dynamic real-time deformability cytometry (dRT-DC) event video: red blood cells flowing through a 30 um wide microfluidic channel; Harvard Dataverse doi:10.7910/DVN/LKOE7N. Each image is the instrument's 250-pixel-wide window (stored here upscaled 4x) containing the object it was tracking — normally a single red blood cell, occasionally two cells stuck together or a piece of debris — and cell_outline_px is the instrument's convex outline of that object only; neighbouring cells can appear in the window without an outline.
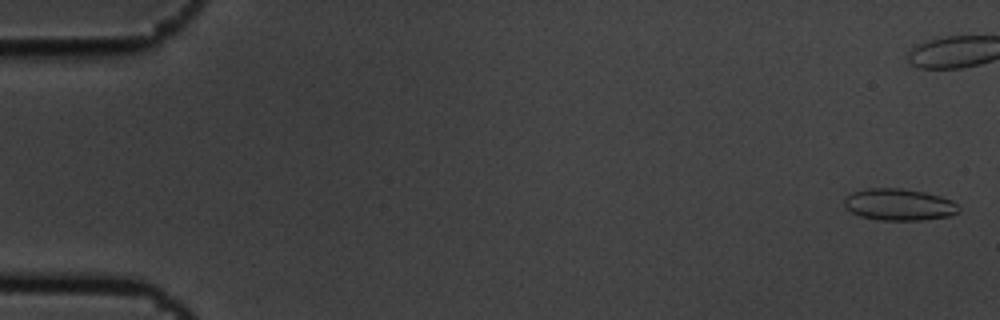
{"species": "common noctule bat (a hibernating species)", "species_latin": "Nyctalus noctula", "temperature_condition": "cold", "stored_images_in_passage": 7, "camera_frame_rate_fps": 3000, "um_per_image_px": 0.085, "animal": {"sex": "male", "body_mass_g": 19.5, "forearm_length_mm": 54.6}, "frame": {"image": 1, "passage_image": 1, "time_ms": 0.0, "image_size_px": [1000, 320], "cell_outline_px": [[960, 212], [948, 216], [924, 220], [876, 220], [860, 216], [844, 208], [844, 200], [852, 192], [868, 188], [900, 188], [924, 192], [940, 196], [952, 200], [960, 208]], "centroid_in_image_um": [76.41, 17.39], "position_along_channel_um": 8.6, "area_um2": 21.27}}